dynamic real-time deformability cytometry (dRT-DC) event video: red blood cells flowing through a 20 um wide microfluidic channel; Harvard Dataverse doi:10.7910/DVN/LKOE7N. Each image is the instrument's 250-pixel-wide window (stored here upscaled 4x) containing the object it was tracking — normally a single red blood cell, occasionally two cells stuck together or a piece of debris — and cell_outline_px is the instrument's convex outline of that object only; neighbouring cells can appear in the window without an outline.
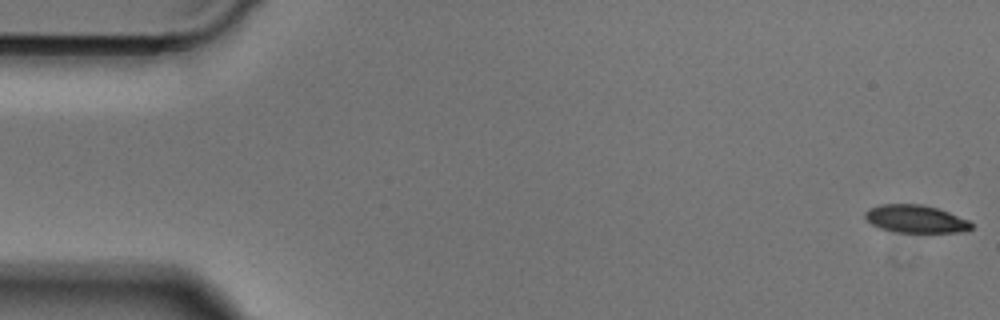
{"species": "Egyptian fruit bat (a non-hibernating species)", "species_latin": "Rousettus aegyptiacus", "temperature_condition": "cold", "stored_images_in_passage": 49, "camera_frame_rate_fps": 3000, "um_per_image_px": 0.085, "animal": {"sex": "male"}, "frame": {"image": 1, "passage_image": 1, "time_ms": 0.0, "image_size_px": [1000, 320], "cell_outline_px": [[972, 228], [964, 232], [896, 232], [880, 228], [872, 224], [864, 216], [864, 212], [868, 208], [880, 204], [920, 204], [936, 208], [948, 212], [968, 220], [972, 224]], "centroid_in_image_um": [77.8, 18.61], "position_along_channel_um": 7.2, "area_um2": 17.11}}
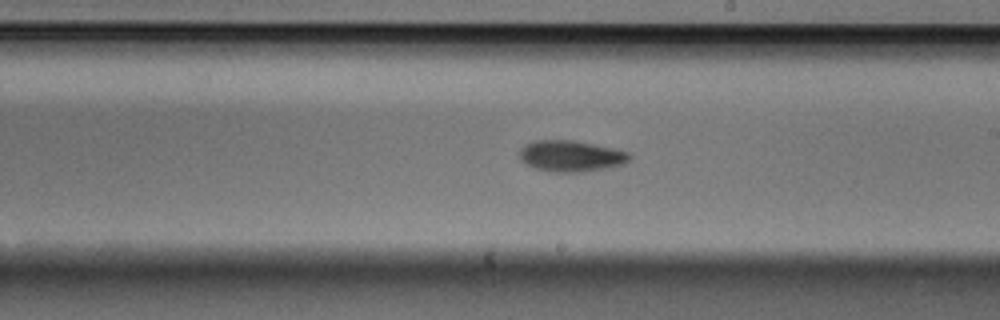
{"frame": {"image": 2, "passage_image": 28, "time_ms": 9.0, "image_size_px": [1000, 320], "cell_outline_px": [[632, 156], [624, 164], [608, 168], [580, 172], [552, 172], [536, 168], [520, 160], [520, 148], [524, 144], [536, 140], [576, 140], [612, 148], [628, 152]], "centroid_in_image_um": [48.53, 13.26], "position_along_channel_um": 240.5, "area_um2": 20.0}}
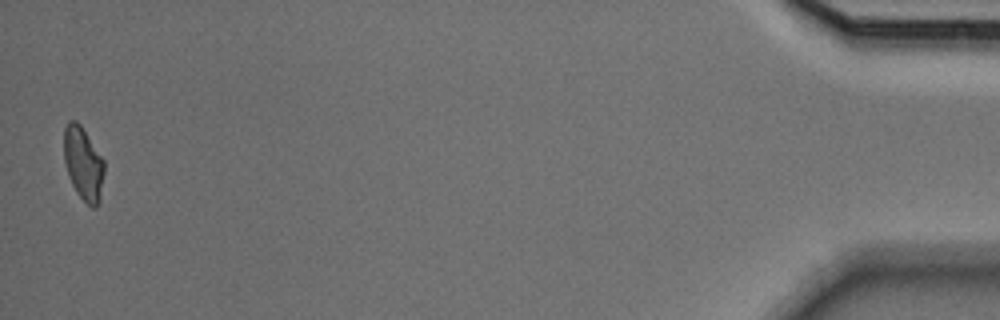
{"frame": {"image": 3, "passage_image": 49, "time_ms": 16.0, "image_size_px": [1000, 320], "cell_outline_px": [[104, 172], [100, 200], [96, 208], [92, 208], [76, 192], [68, 176], [64, 164], [64, 128], [68, 120], [76, 120], [80, 124], [104, 160]], "centroid_in_image_um": [7.07, 13.9], "position_along_channel_um": 428.1, "area_um2": 17.28}}